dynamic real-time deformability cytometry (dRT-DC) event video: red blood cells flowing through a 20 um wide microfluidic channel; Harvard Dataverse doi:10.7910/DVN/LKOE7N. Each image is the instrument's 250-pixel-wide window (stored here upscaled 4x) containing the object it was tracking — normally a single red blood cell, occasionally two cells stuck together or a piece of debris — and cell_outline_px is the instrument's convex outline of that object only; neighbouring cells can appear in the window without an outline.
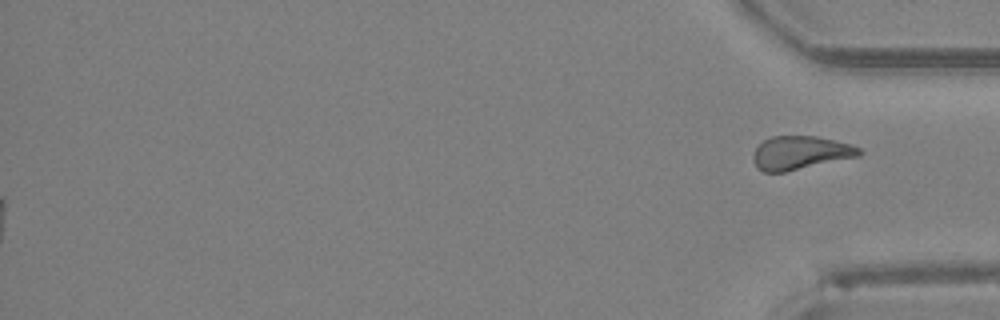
{"species": "Egyptian fruit bat (a non-hibernating species)", "species_latin": "Rousettus aegyptiacus", "temperature_condition": "room temperature", "stored_images_in_passage": 38, "segment_of_instrument_passage": [2, 2], "camera_frame_rate_fps": 3000, "um_per_image_px": 0.085, "animal": {"sex": "female"}, "frame": {"image": 1, "passage_image": 38, "time_ms": 12.333, "image_size_px": [1000, 320], "cell_outline_px": [[864, 152], [860, 156], [784, 172], [764, 172], [756, 168], [752, 160], [752, 156], [756, 148], [764, 140], [772, 136], [816, 136], [852, 144], [860, 148]], "centroid_in_image_um": [68.04, 12.99], "position_along_channel_um": 367.2, "area_um2": 20.81}}